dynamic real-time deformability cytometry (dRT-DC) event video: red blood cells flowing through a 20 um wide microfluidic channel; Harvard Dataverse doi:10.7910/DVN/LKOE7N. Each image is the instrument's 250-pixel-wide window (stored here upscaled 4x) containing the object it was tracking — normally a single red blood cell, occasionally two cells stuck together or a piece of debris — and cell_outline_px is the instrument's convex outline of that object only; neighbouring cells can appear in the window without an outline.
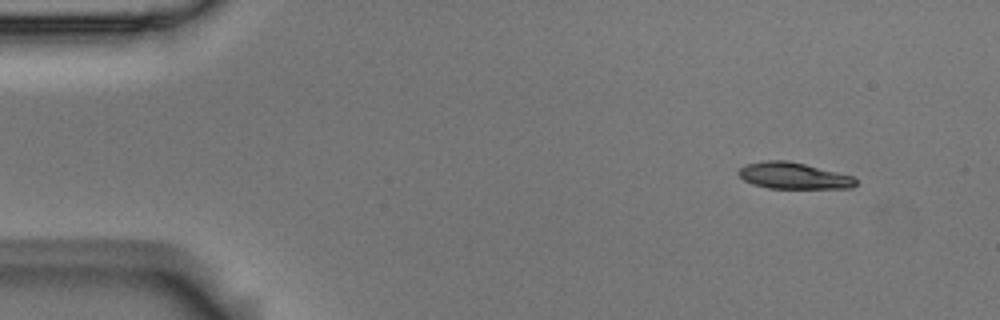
{"species": "Egyptian fruit bat (a non-hibernating species)", "species_latin": "Rousettus aegyptiacus", "temperature_condition": "room temperature", "stored_images_in_passage": 4, "camera_frame_rate_fps": 3000, "um_per_image_px": 0.085, "animal": {"sex": "male"}, "frame": {"image": 1, "passage_image": 1, "time_ms": 0.0, "image_size_px": [1000, 320], "cell_outline_px": [[856, 184], [852, 188], [768, 188], [752, 184], [744, 180], [736, 172], [744, 164], [764, 160], [788, 160], [852, 176], [856, 180]], "centroid_in_image_um": [67.39, 14.93], "position_along_channel_um": 17.6, "area_um2": 17.98}}